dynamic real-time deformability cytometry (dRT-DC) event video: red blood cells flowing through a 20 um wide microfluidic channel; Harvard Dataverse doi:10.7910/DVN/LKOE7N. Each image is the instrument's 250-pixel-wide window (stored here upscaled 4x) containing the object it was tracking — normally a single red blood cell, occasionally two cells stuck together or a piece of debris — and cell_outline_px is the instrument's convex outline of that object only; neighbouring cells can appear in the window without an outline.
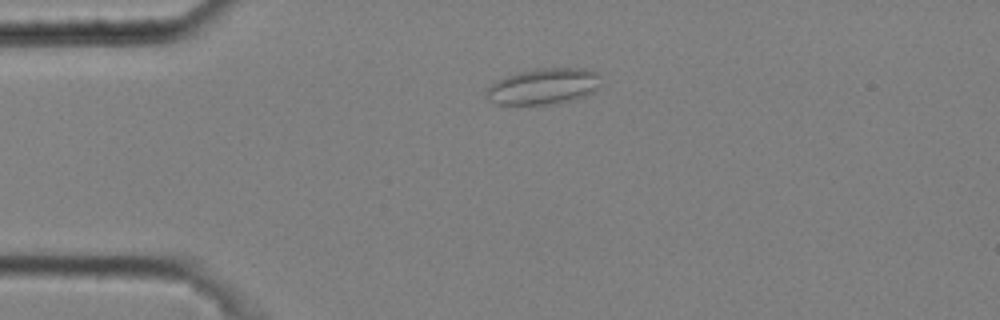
{"species": "common noctule bat (a hibernating species)", "species_latin": "Nyctalus noctula", "temperature_condition": "cold", "stored_images_in_passage": 3, "camera_frame_rate_fps": 3000, "um_per_image_px": 0.085, "animal": {"sex": "male", "body_mass_g": 20.4}, "frame": {"image": 1, "passage_image": 1, "time_ms": 0.0, "image_size_px": [1000, 320], "cell_outline_px": [[600, 84], [592, 92], [584, 96], [552, 104], [496, 104], [488, 100], [484, 96], [488, 88], [496, 80], [520, 72], [536, 68], [584, 68], [600, 72]], "centroid_in_image_um": [46.2, 7.33], "position_along_channel_um": 38.8, "area_um2": 23.99}}
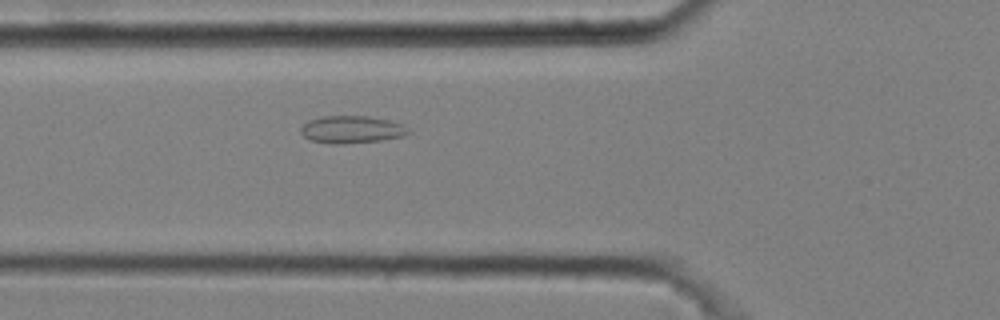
{"frame": {"image": 2, "passage_image": 3, "time_ms": 0.667, "image_size_px": [1000, 320], "cell_outline_px": [[412, 132], [404, 136], [380, 140], [344, 144], [336, 144], [308, 140], [300, 132], [300, 128], [308, 120], [320, 116], [368, 116], [388, 120], [400, 124], [408, 128]], "centroid_in_image_um": [29.86, 11.01], "position_along_channel_um": 95.9, "area_um2": 17.22}}